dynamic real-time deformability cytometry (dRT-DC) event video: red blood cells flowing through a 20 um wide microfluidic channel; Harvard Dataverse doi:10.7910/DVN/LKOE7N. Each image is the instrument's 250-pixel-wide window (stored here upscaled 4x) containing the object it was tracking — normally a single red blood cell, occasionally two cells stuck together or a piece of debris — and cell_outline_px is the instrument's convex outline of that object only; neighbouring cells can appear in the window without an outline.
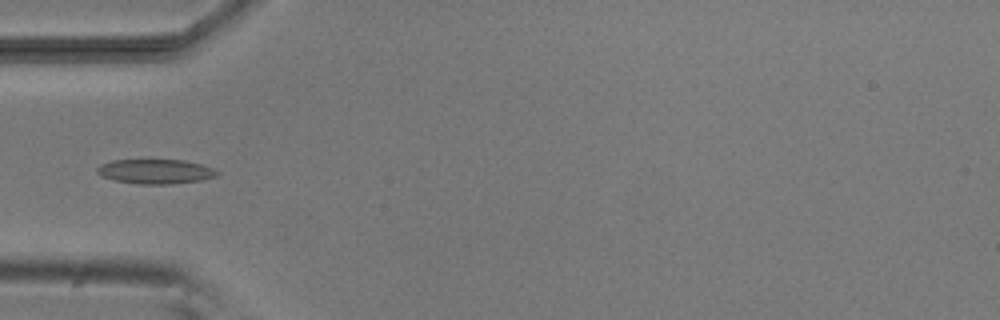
{"species": "common noctule bat (a hibernating species)", "species_latin": "Nyctalus noctula", "temperature_condition": "room temperature", "stored_images_in_passage": 4, "camera_frame_rate_fps": 3000, "um_per_image_px": 0.085, "animal": {"sex": "male", "body_mass_g": 20.5, "forearm_length_mm": 52.5}, "frame": {"image": 1, "passage_image": 4, "time_ms": 3.333, "image_size_px": [1000, 320], "cell_outline_px": [[220, 172], [216, 176], [200, 180], [168, 184], [136, 184], [116, 180], [100, 176], [96, 172], [96, 168], [100, 164], [112, 160], [184, 160], [200, 164], [212, 168]], "centroid_in_image_um": [13.17, 14.57], "position_along_channel_um": 71.8, "area_um2": 17.11}}